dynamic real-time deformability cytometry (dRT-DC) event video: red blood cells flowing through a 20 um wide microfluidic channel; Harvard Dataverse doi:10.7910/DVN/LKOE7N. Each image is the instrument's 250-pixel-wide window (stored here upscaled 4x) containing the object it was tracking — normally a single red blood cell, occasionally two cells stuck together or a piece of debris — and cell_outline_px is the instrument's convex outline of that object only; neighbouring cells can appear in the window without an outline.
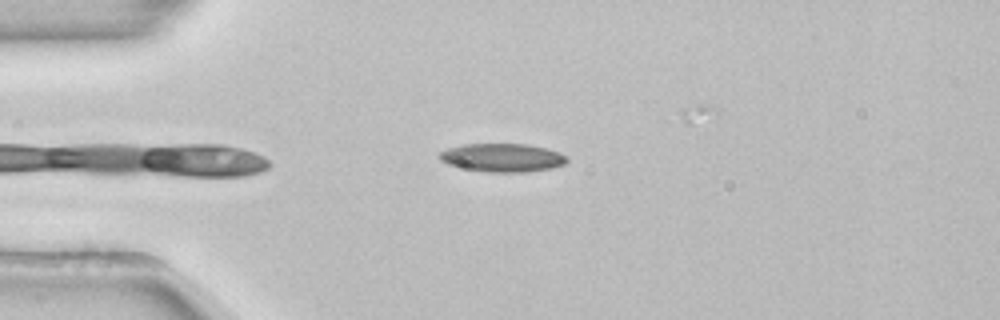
{"species": "common noctule bat (a hibernating species)", "species_latin": "Nyctalus noctula", "temperature_condition": "room temperature", "stored_images_in_passage": 33, "camera_frame_rate_fps": 3000, "um_per_image_px": 0.085, "animal": {"sex": "female", "body_mass_g": 22.7, "forearm_length_mm": 54.2}, "frame": {"image": 1, "passage_image": 1, "time_ms": 0.0, "image_size_px": [1000, 320], "cell_outline_px": [[568, 160], [564, 164], [548, 168], [524, 172], [488, 172], [448, 164], [440, 160], [436, 156], [440, 152], [448, 148], [464, 144], [528, 144], [544, 148], [556, 152], [564, 156]], "centroid_in_image_um": [42.64, 13.39], "position_along_channel_um": 42.4, "area_um2": 20.63}}